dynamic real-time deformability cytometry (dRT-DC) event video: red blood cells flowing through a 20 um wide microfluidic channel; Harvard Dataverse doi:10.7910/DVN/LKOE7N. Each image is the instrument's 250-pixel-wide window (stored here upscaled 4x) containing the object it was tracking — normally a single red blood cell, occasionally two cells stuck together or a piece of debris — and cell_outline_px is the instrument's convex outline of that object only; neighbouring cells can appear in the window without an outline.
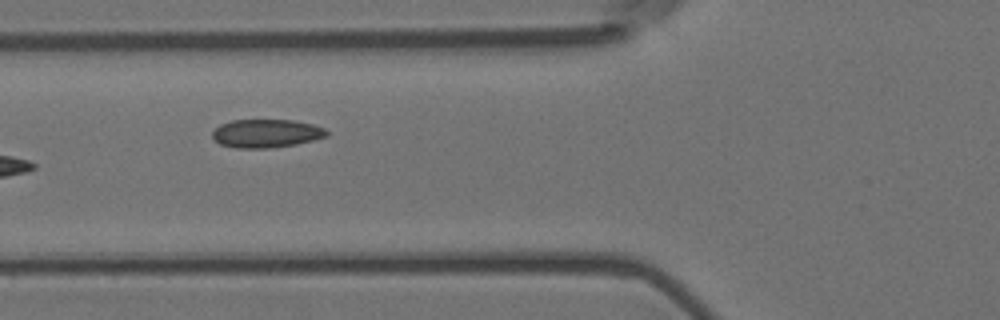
{"species": "Egyptian fruit bat (a non-hibernating species)", "species_latin": "Rousettus aegyptiacus", "temperature_condition": "room temperature", "stored_images_in_passage": 7, "camera_frame_rate_fps": 3000, "um_per_image_px": 0.085, "animal": {"sex": "female"}, "frame": {"image": 1, "passage_image": 6, "time_ms": 1.667, "image_size_px": [1000, 320], "cell_outline_px": [[328, 136], [296, 144], [268, 148], [236, 148], [220, 144], [212, 136], [212, 132], [220, 124], [232, 120], [292, 120], [312, 124], [324, 128], [328, 132]], "centroid_in_image_um": [22.62, 11.34], "position_along_channel_um": 103.2, "area_um2": 18.79}}
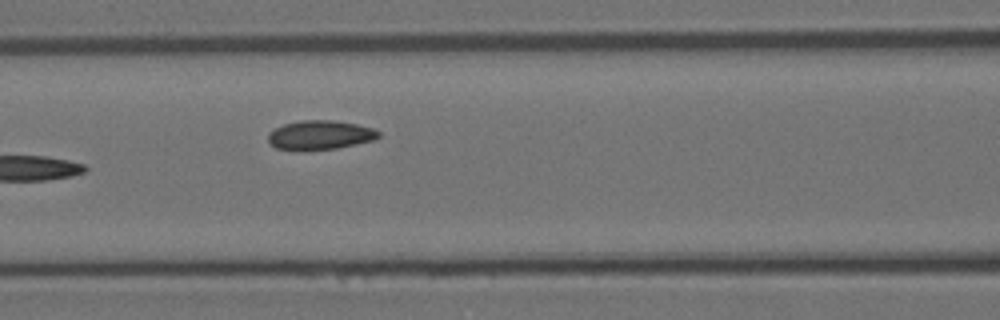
{"frame": {"image": 2, "passage_image": 7, "time_ms": 2.0, "image_size_px": [1000, 320], "cell_outline_px": [[380, 136], [376, 140], [336, 148], [276, 148], [268, 140], [268, 132], [284, 124], [300, 120], [332, 120], [356, 124], [372, 128], [380, 132]], "centroid_in_image_um": [27.25, 11.44], "position_along_channel_um": 139.3, "area_um2": 18.21}}